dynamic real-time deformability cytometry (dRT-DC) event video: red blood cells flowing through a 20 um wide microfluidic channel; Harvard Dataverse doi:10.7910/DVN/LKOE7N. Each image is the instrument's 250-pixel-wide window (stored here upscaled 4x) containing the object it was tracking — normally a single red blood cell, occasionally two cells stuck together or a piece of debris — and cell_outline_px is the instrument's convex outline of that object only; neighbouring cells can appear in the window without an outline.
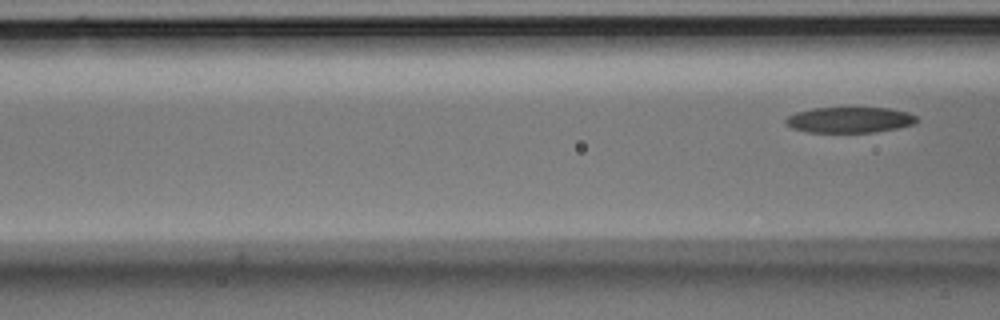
{"species": "Egyptian fruit bat (a non-hibernating species)", "species_latin": "Rousettus aegyptiacus", "temperature_condition": "room temperature", "stored_images_in_passage": 8, "segment_of_instrument_passage": [2, 2], "camera_frame_rate_fps": 3000, "um_per_image_px": 0.085, "animal": {"sex": "male"}, "frame": {"image": 1, "passage_image": 8, "time_ms": 2.333, "image_size_px": [1000, 320], "cell_outline_px": [[920, 120], [916, 124], [876, 132], [808, 132], [792, 128], [784, 120], [788, 116], [796, 112], [812, 108], [888, 108], [908, 112], [916, 116]], "centroid_in_image_um": [72.26, 10.19], "position_along_channel_um": 94.3, "area_um2": 19.65}}